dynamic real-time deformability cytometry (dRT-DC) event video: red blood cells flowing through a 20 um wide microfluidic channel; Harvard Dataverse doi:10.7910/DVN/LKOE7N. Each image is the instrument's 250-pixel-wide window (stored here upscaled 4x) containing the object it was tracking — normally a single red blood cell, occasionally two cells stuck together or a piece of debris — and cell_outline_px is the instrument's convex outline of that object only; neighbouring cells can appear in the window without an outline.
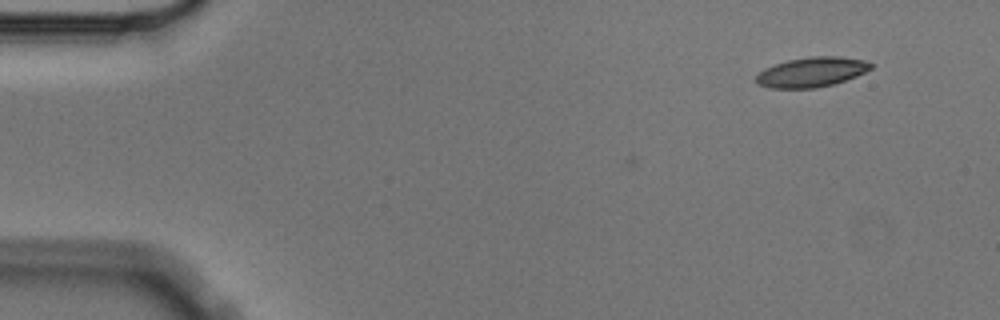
{"species": "Egyptian fruit bat (a non-hibernating species)", "species_latin": "Rousettus aegyptiacus", "temperature_condition": "cold", "stored_images_in_passage": 3, "camera_frame_rate_fps": 3000, "um_per_image_px": 0.085, "animal": {"sex": "male"}, "frame": {"image": 1, "passage_image": 1, "time_ms": 0.0, "image_size_px": [1000, 320], "cell_outline_px": [[876, 64], [872, 68], [856, 76], [832, 84], [816, 88], [768, 88], [756, 84], [756, 76], [764, 68], [788, 60], [808, 56], [840, 56], [864, 60]], "centroid_in_image_um": [68.99, 6.12], "position_along_channel_um": 16.0, "area_um2": 20.0}}